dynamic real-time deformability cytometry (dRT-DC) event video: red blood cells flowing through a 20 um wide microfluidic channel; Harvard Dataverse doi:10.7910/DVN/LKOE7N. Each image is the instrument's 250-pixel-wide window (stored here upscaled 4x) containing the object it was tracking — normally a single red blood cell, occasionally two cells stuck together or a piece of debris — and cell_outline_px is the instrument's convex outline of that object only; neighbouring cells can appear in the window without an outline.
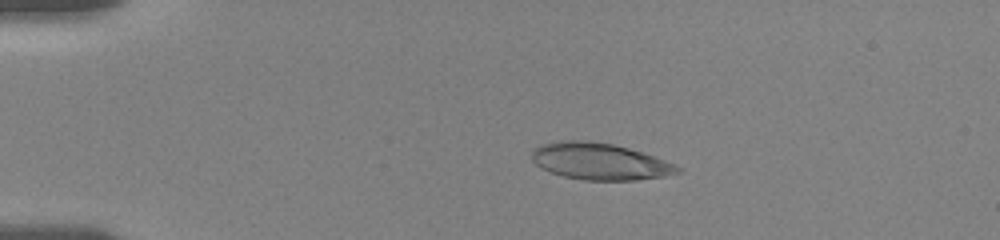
{"species": "human", "species_latin": "Homo sapiens", "temperature_condition": "room temperature", "stored_images_in_passage": 45, "camera_frame_rate_fps": 3000, "um_per_image_px": 0.085, "donor": {"sex": "female"}, "frame": {"image": 1, "passage_image": 1, "time_ms": 0.0, "image_size_px": [1000, 240], "cell_outline_px": [[684, 172], [664, 176], [636, 180], [584, 180], [564, 176], [540, 168], [532, 160], [532, 148], [540, 144], [560, 140], [588, 140], [612, 144], [628, 148], [676, 164], [684, 168]], "centroid_in_image_um": [50.98, 13.72], "position_along_channel_um": 34.0, "area_um2": 31.33}}
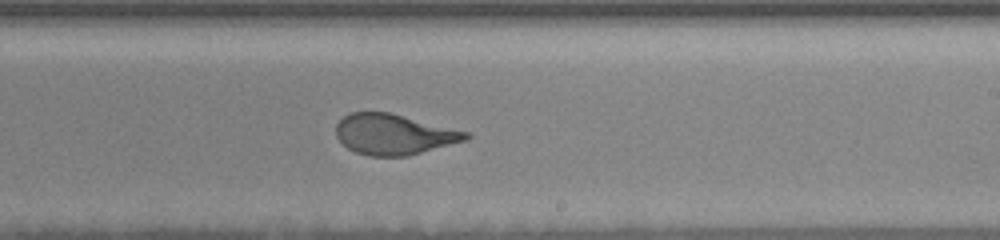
{"frame": {"image": 2, "passage_image": 24, "time_ms": 7.667, "image_size_px": [1000, 240], "cell_outline_px": [[472, 136], [468, 140], [404, 156], [368, 156], [356, 152], [348, 148], [336, 136], [336, 124], [348, 112], [388, 112], [472, 132]], "centroid_in_image_um": [33.51, 11.41], "position_along_channel_um": 255.5, "area_um2": 30.69}}
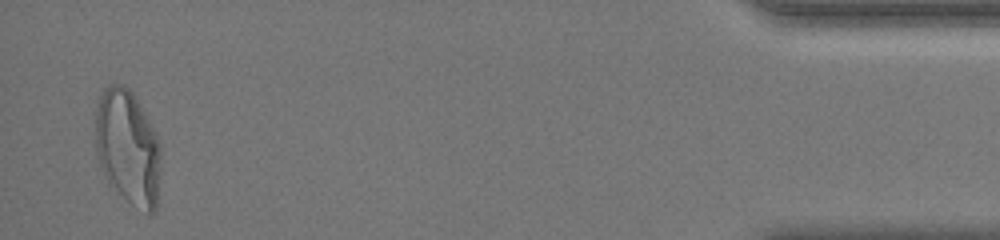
{"frame": {"image": 3, "passage_image": 44, "time_ms": 14.333, "image_size_px": [1000, 240], "cell_outline_px": [[160, 160], [156, 208], [148, 216], [132, 204], [108, 184], [96, 152], [96, 112], [100, 96], [104, 88], [108, 84], [124, 84], [132, 92], [156, 136], [160, 144]], "centroid_in_image_um": [10.85, 12.55], "position_along_channel_um": 424.3, "area_um2": 43.29}, "authors_computed_cell_mechanics": {"area_um2": 31.79, "velocity_mm_per_s": 3.6035, "shape_relaxation_time_tau1_ms": 5.0029, "shape_relaxation_time_tau2_ms": null, "deformation_change_tau1": 0.2173, "deformation_change_tau2": null}}